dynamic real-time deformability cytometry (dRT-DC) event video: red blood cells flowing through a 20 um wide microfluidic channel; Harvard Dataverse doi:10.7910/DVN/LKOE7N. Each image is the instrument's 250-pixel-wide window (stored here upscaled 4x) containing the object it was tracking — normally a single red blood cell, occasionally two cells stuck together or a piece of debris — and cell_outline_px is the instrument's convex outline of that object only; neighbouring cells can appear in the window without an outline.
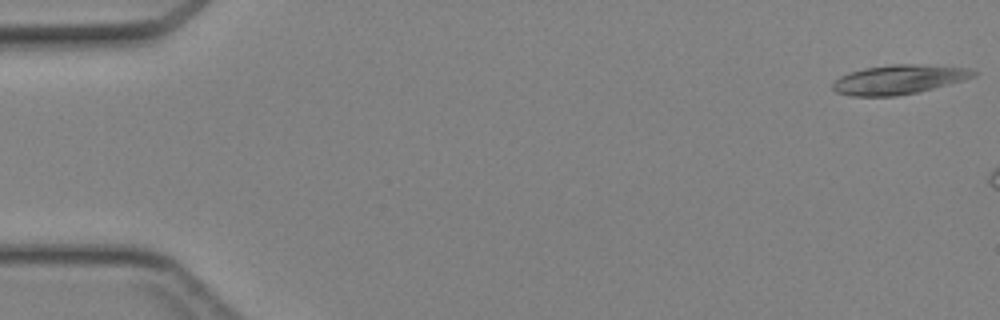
{"species": "Egyptian fruit bat (a non-hibernating species)", "species_latin": "Rousettus aegyptiacus", "temperature_condition": "cold", "stored_images_in_passage": 6, "camera_frame_rate_fps": 3000, "um_per_image_px": 0.085, "animal": {"sex": "female"}, "frame": {"image": 1, "passage_image": 1, "time_ms": 0.0, "image_size_px": [1000, 320], "cell_outline_px": [[980, 72], [976, 76], [964, 80], [916, 92], [896, 96], [852, 96], [836, 92], [832, 88], [832, 84], [840, 76], [848, 72], [864, 68], [892, 64], [916, 64], [968, 68]], "centroid_in_image_um": [76.39, 6.75], "position_along_channel_um": 8.6, "area_um2": 23.99}}